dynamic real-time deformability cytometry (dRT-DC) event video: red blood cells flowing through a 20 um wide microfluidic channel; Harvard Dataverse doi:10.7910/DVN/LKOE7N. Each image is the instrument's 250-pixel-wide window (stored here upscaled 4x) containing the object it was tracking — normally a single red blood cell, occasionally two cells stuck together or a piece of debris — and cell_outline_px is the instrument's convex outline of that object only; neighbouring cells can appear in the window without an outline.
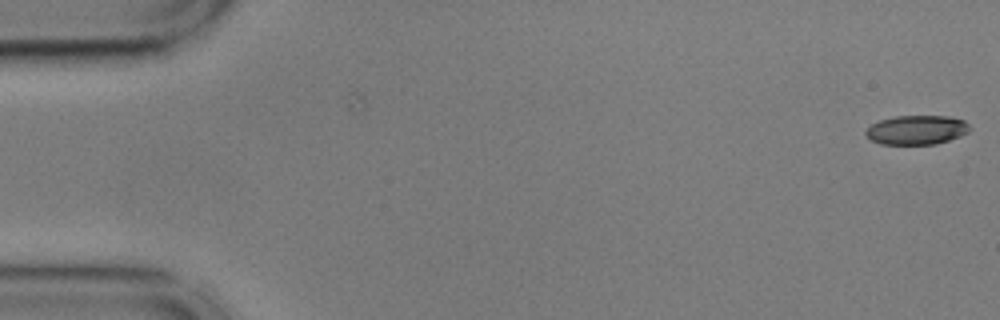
{"species": "common noctule bat (a hibernating species)", "species_latin": "Nyctalus noctula", "temperature_condition": "cold", "stored_images_in_passage": 5, "camera_frame_rate_fps": 3000, "um_per_image_px": 0.085, "animal": {"sex": "male", "body_mass_g": 17.9, "forearm_length_mm": 54.2}, "frame": {"image": 1, "passage_image": 5, "time_ms": 1.333, "image_size_px": [1000, 320], "cell_outline_px": [[968, 132], [960, 136], [936, 144], [880, 144], [872, 140], [864, 132], [872, 124], [880, 120], [896, 116], [948, 116], [964, 120], [968, 124]], "centroid_in_image_um": [77.91, 11.04], "position_along_channel_um": 7.1, "area_um2": 17.51}}